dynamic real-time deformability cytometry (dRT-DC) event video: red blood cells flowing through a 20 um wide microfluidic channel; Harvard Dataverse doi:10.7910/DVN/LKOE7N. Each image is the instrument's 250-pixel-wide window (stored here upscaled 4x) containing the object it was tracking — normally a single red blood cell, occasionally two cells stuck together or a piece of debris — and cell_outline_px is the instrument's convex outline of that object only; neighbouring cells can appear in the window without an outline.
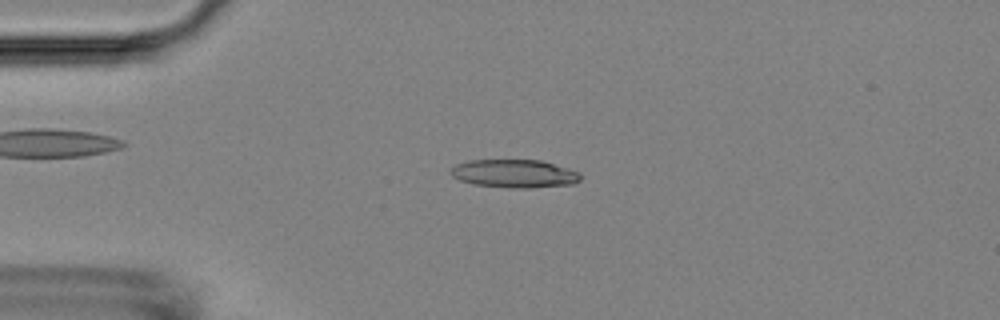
{"species": "Egyptian fruit bat (a non-hibernating species)", "species_latin": "Rousettus aegyptiacus", "temperature_condition": "room temperature", "stored_images_in_passage": 47, "camera_frame_rate_fps": 3000, "um_per_image_px": 0.085, "animal": {"sex": "female"}, "frame": {"image": 1, "passage_image": 6, "time_ms": 1.667, "image_size_px": [1000, 320], "cell_outline_px": [[580, 180], [572, 184], [528, 188], [512, 188], [472, 184], [460, 180], [452, 176], [448, 172], [456, 164], [468, 160], [540, 160], [568, 168], [580, 172]], "centroid_in_image_um": [43.7, 14.75], "position_along_channel_um": 41.3, "area_um2": 21.33}}
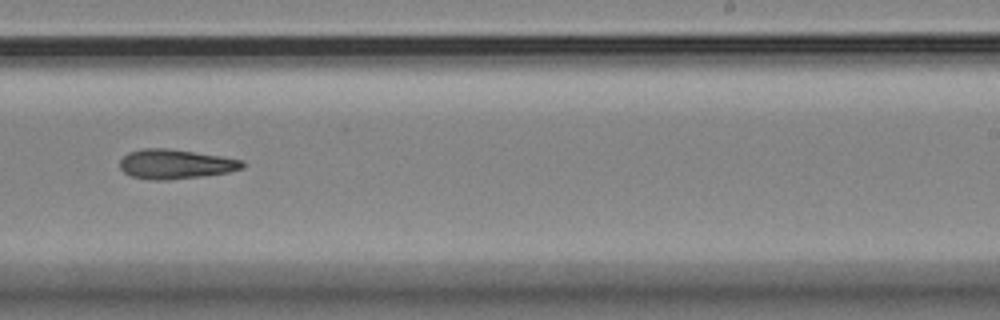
{"frame": {"image": 2, "passage_image": 27, "time_ms": 8.667, "image_size_px": [1000, 320], "cell_outline_px": [[244, 168], [228, 172], [200, 176], [168, 180], [156, 180], [132, 176], [124, 172], [120, 168], [120, 160], [128, 152], [144, 148], [168, 148], [220, 156], [244, 160]], "centroid_in_image_um": [14.91, 13.94], "position_along_channel_um": 274.1, "area_um2": 20.92}}
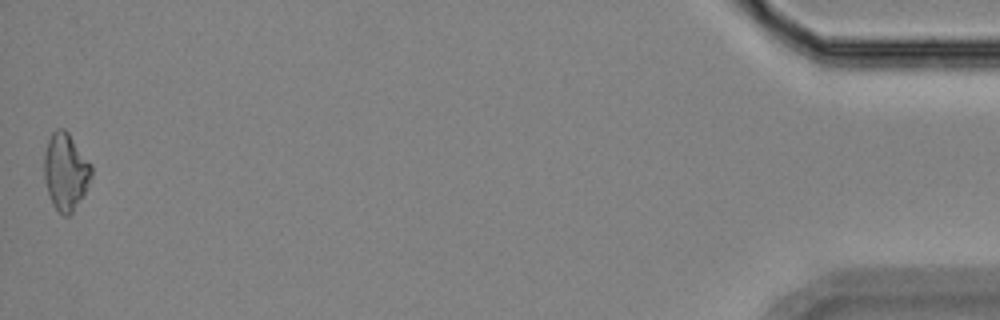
{"frame": {"image": 3, "passage_image": 47, "time_ms": 15.333, "image_size_px": [1000, 320], "cell_outline_px": [[92, 176], [84, 192], [72, 212], [68, 216], [64, 216], [52, 204], [48, 192], [44, 176], [44, 152], [48, 140], [52, 132], [56, 128], [64, 128], [68, 132], [92, 164]], "centroid_in_image_um": [5.57, 14.54], "position_along_channel_um": 429.6, "area_um2": 21.1}, "authors_computed_cell_mechanics": {"area_um2": 21.0392, "velocity_mm_per_s": 3.6786, "shape_relaxation_time_tau1_ms": 7.7327, "shape_relaxation_time_tau2_ms": 9.6666, "deformation_change_tau1": 0.1682, "deformation_change_tau2": 0.2178}}